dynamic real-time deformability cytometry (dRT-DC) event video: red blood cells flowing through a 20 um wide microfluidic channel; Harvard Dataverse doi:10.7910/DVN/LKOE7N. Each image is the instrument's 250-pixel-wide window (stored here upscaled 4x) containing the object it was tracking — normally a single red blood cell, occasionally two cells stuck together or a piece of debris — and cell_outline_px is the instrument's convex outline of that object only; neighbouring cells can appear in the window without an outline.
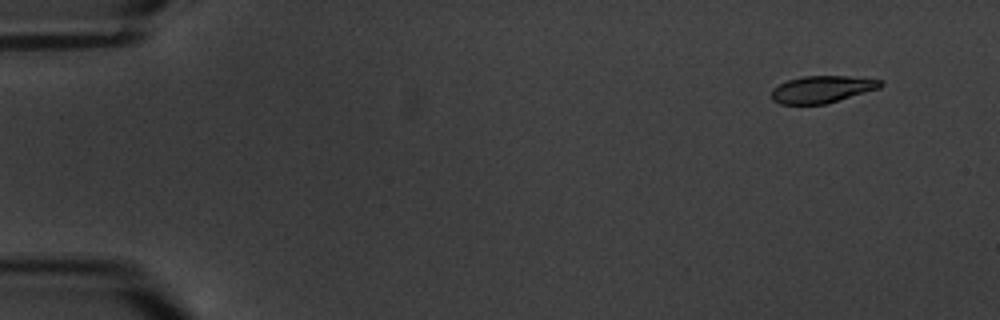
{"species": "common noctule bat (a hibernating species)", "species_latin": "Nyctalus noctula", "temperature_condition": "warm", "stored_images_in_passage": 4, "camera_frame_rate_fps": 3000, "um_per_image_px": 0.085, "animal": {"sex": "male", "body_mass_g": 20.1, "forearm_length_mm": 53.5}, "frame": {"image": 1, "passage_image": 1, "time_ms": 0.0, "image_size_px": [1000, 320], "cell_outline_px": [[884, 84], [880, 88], [824, 104], [780, 104], [772, 100], [772, 88], [788, 80], [804, 76], [848, 76], [884, 80]], "centroid_in_image_um": [69.89, 7.58], "position_along_channel_um": 15.1, "area_um2": 17.11}}